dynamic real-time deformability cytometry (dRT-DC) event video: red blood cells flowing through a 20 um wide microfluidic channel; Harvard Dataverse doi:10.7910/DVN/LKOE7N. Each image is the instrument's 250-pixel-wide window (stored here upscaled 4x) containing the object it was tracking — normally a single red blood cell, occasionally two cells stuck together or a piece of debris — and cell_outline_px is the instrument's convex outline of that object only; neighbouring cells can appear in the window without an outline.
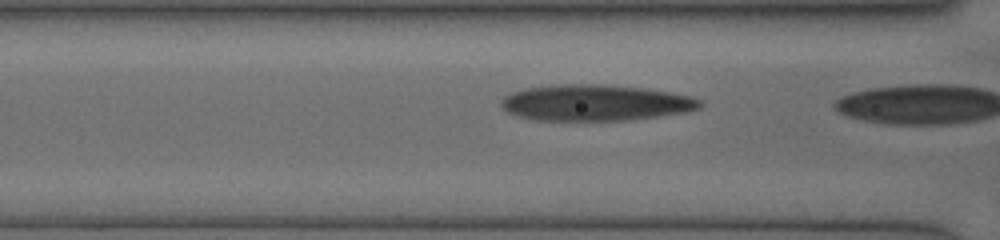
{"species": "human", "species_latin": "Homo sapiens", "temperature_condition": "cold", "stored_images_in_passage": 10, "camera_frame_rate_fps": 3000, "um_per_image_px": 0.085, "donor": {"sex": "female"}, "frame": {"image": 1, "passage_image": 9, "time_ms": 3.0, "image_size_px": [1000, 240], "cell_outline_px": [[704, 104], [700, 108], [684, 112], [628, 120], [532, 120], [516, 116], [508, 112], [500, 104], [500, 100], [504, 96], [512, 92], [524, 88], [560, 84], [604, 84], [640, 88], [672, 92], [692, 96], [700, 100]], "centroid_in_image_um": [50.58, 8.73], "position_along_channel_um": 116.0, "area_um2": 41.91}}